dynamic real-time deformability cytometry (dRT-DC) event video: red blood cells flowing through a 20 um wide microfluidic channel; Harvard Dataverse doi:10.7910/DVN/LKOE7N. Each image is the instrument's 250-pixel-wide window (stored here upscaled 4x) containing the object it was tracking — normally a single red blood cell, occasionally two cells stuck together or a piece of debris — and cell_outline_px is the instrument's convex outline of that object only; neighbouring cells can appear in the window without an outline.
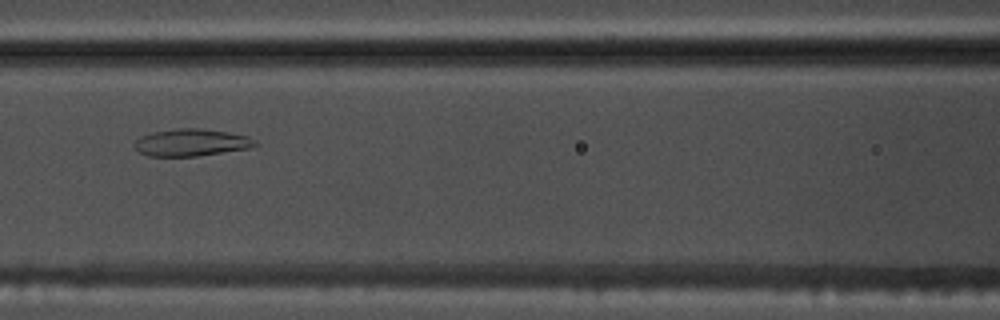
{"species": "common noctule bat (a hibernating species)", "species_latin": "Nyctalus noctula", "temperature_condition": "warm", "stored_images_in_passage": 46, "camera_frame_rate_fps": 3000, "um_per_image_px": 0.085, "animal": {"sex": "male", "body_mass_g": 17.5, "forearm_length_mm": 52.3}, "frame": {"image": 1, "passage_image": 16, "time_ms": 5.0, "image_size_px": [1000, 320], "cell_outline_px": [[260, 144], [248, 148], [196, 156], [148, 156], [140, 152], [132, 144], [140, 136], [152, 132], [176, 128], [200, 128], [228, 132], [248, 136], [256, 140]], "centroid_in_image_um": [16.25, 12.1], "position_along_channel_um": 150.3, "area_um2": 19.13}}
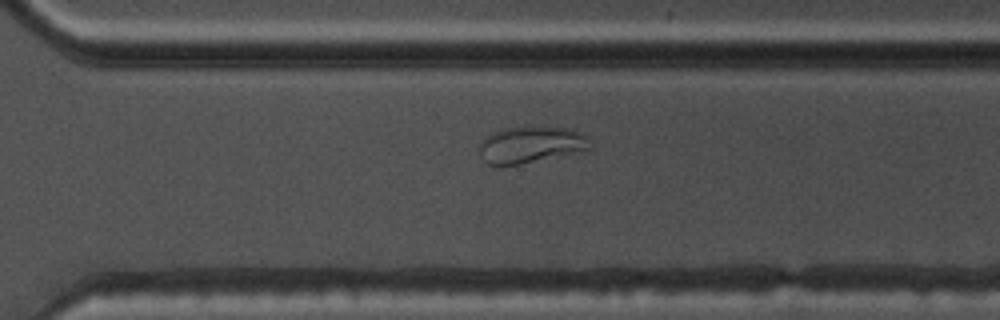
{"frame": {"image": 2, "passage_image": 30, "time_ms": 9.667, "image_size_px": [1000, 320], "cell_outline_px": [[592, 148], [520, 164], [500, 168], [488, 164], [480, 156], [480, 144], [488, 136], [496, 132], [508, 128], [568, 128], [580, 132], [588, 136]], "centroid_in_image_um": [45.1, 12.34], "position_along_channel_um": 325.5, "area_um2": 23.06}}
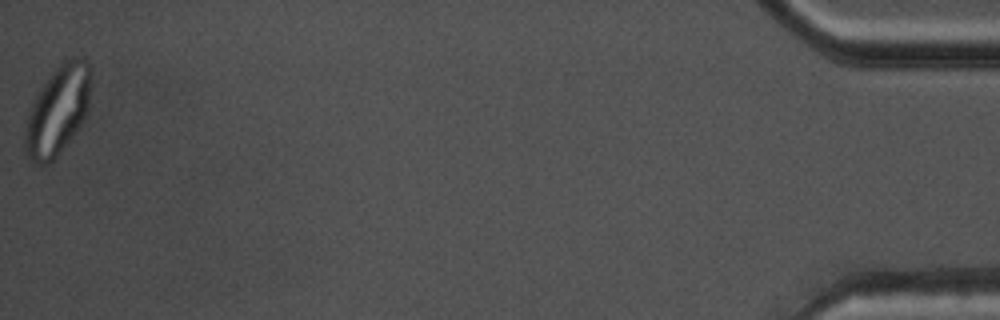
{"frame": {"image": 3, "passage_image": 46, "time_ms": 15.0, "image_size_px": [1000, 320], "cell_outline_px": [[92, 68], [88, 108], [84, 120], [76, 132], [64, 148], [44, 168], [40, 168], [28, 160], [24, 148], [24, 132], [28, 116], [32, 104], [40, 88], [52, 72], [64, 60], [72, 56], [80, 56], [88, 60]], "centroid_in_image_um": [4.92, 9.41], "position_along_channel_um": 430.3, "area_um2": 34.85}, "authors_computed_cell_mechanics": {"area_um2": 25.5187, "velocity_mm_per_s": 3.7633, "shape_relaxation_time_tau1_ms": null, "shape_relaxation_time_tau2_ms": 1.2477, "deformation_change_tau1": null, "deformation_change_tau2": 0.0647}}